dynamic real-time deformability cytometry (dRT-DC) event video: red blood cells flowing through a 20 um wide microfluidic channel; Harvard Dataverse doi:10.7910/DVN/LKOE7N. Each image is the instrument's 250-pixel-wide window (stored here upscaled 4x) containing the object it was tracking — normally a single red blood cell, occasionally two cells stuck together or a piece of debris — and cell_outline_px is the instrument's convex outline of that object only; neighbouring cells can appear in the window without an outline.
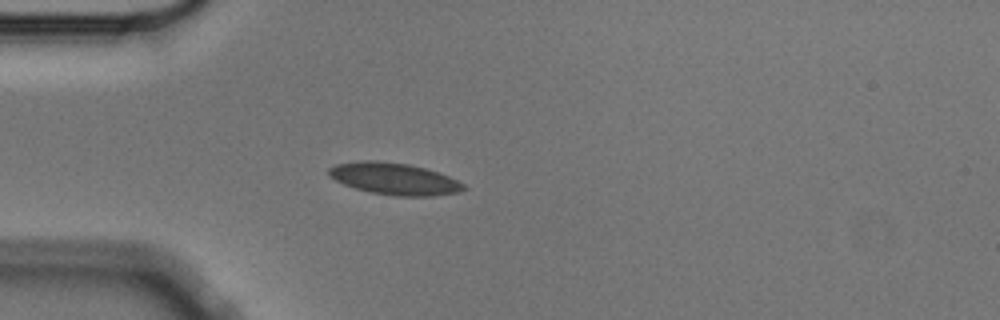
{"species": "Egyptian fruit bat (a non-hibernating species)", "species_latin": "Rousettus aegyptiacus", "temperature_condition": "cold", "stored_images_in_passage": 3, "camera_frame_rate_fps": 3000, "um_per_image_px": 0.085, "animal": {"sex": "male"}, "frame": {"image": 1, "passage_image": 3, "time_ms": 0.667, "image_size_px": [1000, 320], "cell_outline_px": [[468, 188], [460, 192], [432, 196], [396, 196], [372, 192], [356, 188], [344, 184], [336, 180], [328, 172], [328, 168], [336, 164], [364, 160], [376, 160], [408, 164], [424, 168], [448, 176], [464, 184]], "centroid_in_image_um": [33.54, 15.2], "position_along_channel_um": 51.5, "area_um2": 24.74}}